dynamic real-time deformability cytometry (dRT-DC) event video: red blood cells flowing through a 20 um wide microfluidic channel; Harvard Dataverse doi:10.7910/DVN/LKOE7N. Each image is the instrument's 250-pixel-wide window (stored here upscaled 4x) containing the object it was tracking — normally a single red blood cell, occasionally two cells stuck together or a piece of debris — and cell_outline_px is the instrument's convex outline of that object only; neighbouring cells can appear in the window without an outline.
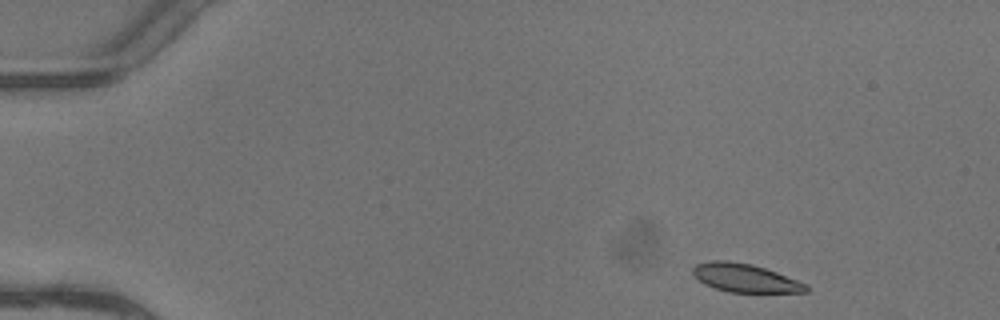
{"species": "common noctule bat (a hibernating species)", "species_latin": "Nyctalus noctula", "temperature_condition": "warm", "stored_images_in_passage": 3, "camera_frame_rate_fps": 3000, "um_per_image_px": 0.085, "animal": {"sex": "female"}, "frame": {"image": 1, "passage_image": 1, "time_ms": 0.0, "image_size_px": [1000, 320], "cell_outline_px": [[808, 292], [728, 292], [704, 284], [692, 272], [692, 268], [696, 264], [708, 260], [728, 260], [752, 264], [776, 272], [808, 284]], "centroid_in_image_um": [63.32, 23.62], "position_along_channel_um": 21.7, "area_um2": 18.67}}
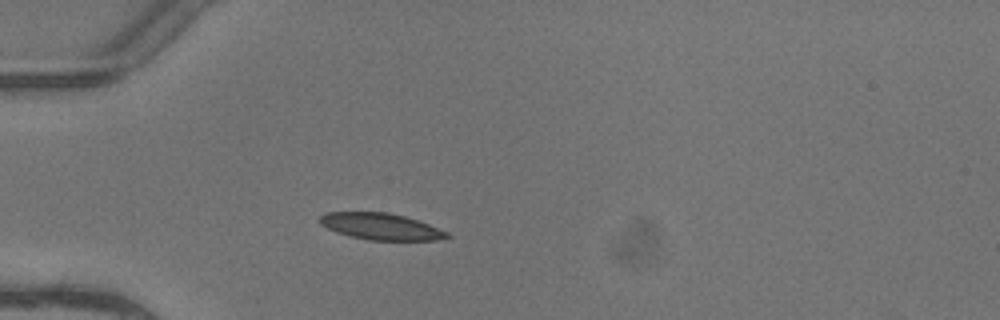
{"frame": {"image": 2, "passage_image": 3, "time_ms": 0.667, "image_size_px": [1000, 320], "cell_outline_px": [[452, 236], [436, 240], [368, 240], [348, 236], [336, 232], [320, 224], [320, 216], [324, 212], [388, 212], [404, 216], [428, 224], [448, 232]], "centroid_in_image_um": [32.35, 19.25], "position_along_channel_um": 52.7, "area_um2": 19.65}}